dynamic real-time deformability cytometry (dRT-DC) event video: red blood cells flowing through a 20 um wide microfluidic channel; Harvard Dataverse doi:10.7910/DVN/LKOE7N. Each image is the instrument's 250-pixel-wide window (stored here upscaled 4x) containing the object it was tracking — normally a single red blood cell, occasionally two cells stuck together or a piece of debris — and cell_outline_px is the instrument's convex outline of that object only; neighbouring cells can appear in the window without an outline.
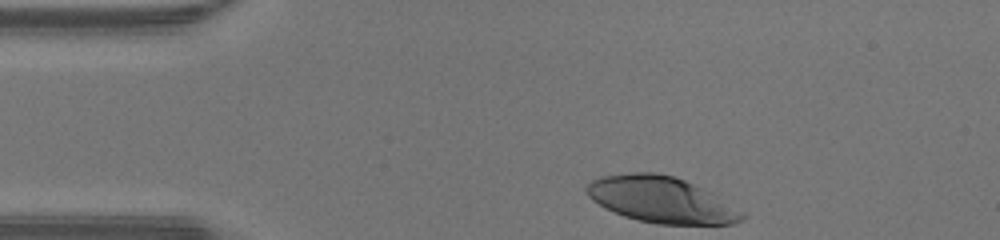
{"species": "human", "species_latin": "Homo sapiens", "temperature_condition": "warm", "stored_images_in_passage": 31, "camera_frame_rate_fps": 3000, "um_per_image_px": 0.085, "donor": {"sex": "male"}, "frame": {"image": 1, "passage_image": 1, "time_ms": 0.0, "image_size_px": [1000, 240], "cell_outline_px": [[744, 216], [740, 220], [732, 224], [656, 224], [636, 220], [624, 216], [604, 208], [592, 200], [588, 196], [584, 188], [592, 180], [604, 176], [632, 172], [656, 172], [672, 176], [684, 180], [712, 192], [744, 212]], "centroid_in_image_um": [56.19, 16.98], "position_along_channel_um": 28.8, "area_um2": 41.73}}
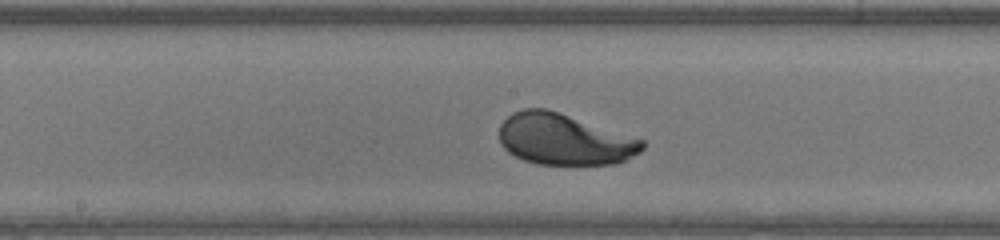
{"frame": {"image": 2, "passage_image": 17, "time_ms": 5.333, "image_size_px": [1000, 240], "cell_outline_px": [[644, 148], [640, 152], [616, 164], [536, 164], [524, 160], [508, 152], [500, 144], [500, 124], [512, 112], [524, 108], [548, 108], [644, 140]], "centroid_in_image_um": [47.94, 11.84], "position_along_channel_um": 200.3, "area_um2": 42.66}}
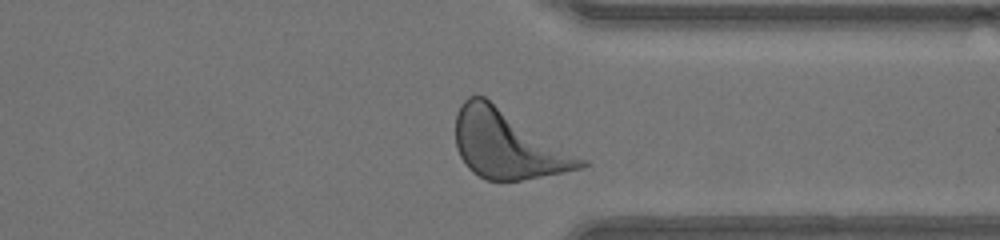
{"frame": {"image": 3, "passage_image": 29, "time_ms": 9.333, "image_size_px": [1000, 240], "cell_outline_px": [[588, 164], [584, 168], [520, 180], [488, 180], [472, 172], [468, 168], [460, 156], [456, 148], [456, 112], [460, 104], [468, 96], [484, 96], [588, 160]], "centroid_in_image_um": [43.16, 12.27], "position_along_channel_um": 368.2, "area_um2": 49.71}, "authors_computed_cell_mechanics": {"area_um2": 42.6564, "velocity_mm_per_s": 4.26, "shape_relaxation_time_tau1_ms": 2.0859, "shape_relaxation_time_tau2_ms": null, "deformation_change_tau1": 0.1713, "deformation_change_tau2": null}}